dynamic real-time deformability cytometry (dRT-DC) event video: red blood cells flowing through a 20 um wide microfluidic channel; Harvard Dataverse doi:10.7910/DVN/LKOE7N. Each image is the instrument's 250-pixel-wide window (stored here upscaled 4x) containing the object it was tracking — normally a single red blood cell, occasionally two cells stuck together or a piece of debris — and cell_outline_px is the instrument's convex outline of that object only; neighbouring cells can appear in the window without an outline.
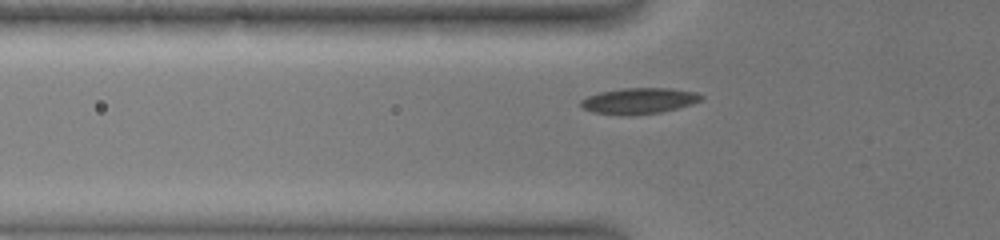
{"species": "common noctule bat (a hibernating species)", "species_latin": "Nyctalus noctula", "temperature_condition": "warm", "stored_images_in_passage": 60, "camera_frame_rate_fps": 3000, "um_per_image_px": 0.085, "animal": {"sex": "female", "body_mass_g": 19.0, "forearm_length_mm": 51.5}, "frame": {"image": 1, "passage_image": 15, "time_ms": 3.667, "image_size_px": [1000, 240], "cell_outline_px": [[704, 96], [700, 100], [692, 104], [660, 112], [636, 116], [620, 116], [592, 112], [584, 108], [580, 104], [580, 100], [588, 96], [600, 92], [624, 88], [668, 88], [696, 92]], "centroid_in_image_um": [54.29, 8.59], "position_along_channel_um": 71.5, "area_um2": 18.32}}
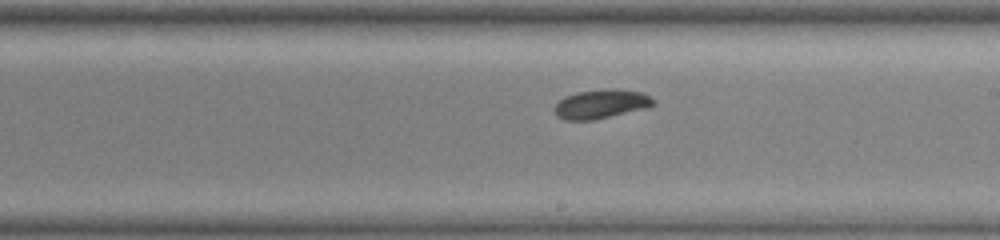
{"frame": {"image": 2, "passage_image": 33, "time_ms": 8.333, "image_size_px": [1000, 240], "cell_outline_px": [[656, 104], [648, 108], [592, 120], [564, 120], [556, 116], [552, 112], [552, 108], [564, 96], [576, 92], [604, 88], [612, 88], [644, 92], [656, 100]], "centroid_in_image_um": [51.09, 8.83], "position_along_channel_um": 237.9, "area_um2": 17.22}}
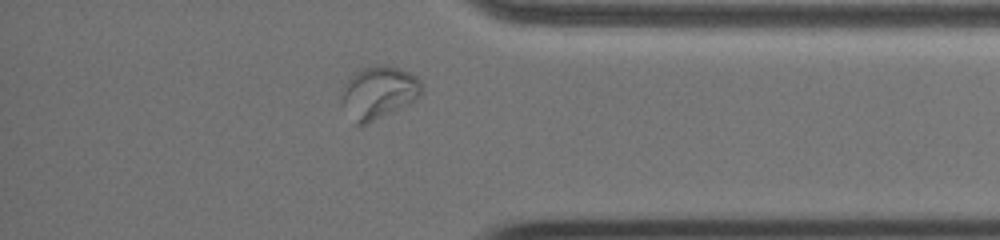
{"frame": {"image": 3, "passage_image": 51, "time_ms": 13.0, "image_size_px": [1000, 240], "cell_outline_px": [[424, 88], [416, 100], [408, 104], [364, 124], [356, 124], [344, 100], [344, 84], [356, 72], [372, 64], [388, 64], [408, 72], [416, 76], [424, 84]], "centroid_in_image_um": [32.29, 7.79], "position_along_channel_um": 402.9, "area_um2": 23.7}}